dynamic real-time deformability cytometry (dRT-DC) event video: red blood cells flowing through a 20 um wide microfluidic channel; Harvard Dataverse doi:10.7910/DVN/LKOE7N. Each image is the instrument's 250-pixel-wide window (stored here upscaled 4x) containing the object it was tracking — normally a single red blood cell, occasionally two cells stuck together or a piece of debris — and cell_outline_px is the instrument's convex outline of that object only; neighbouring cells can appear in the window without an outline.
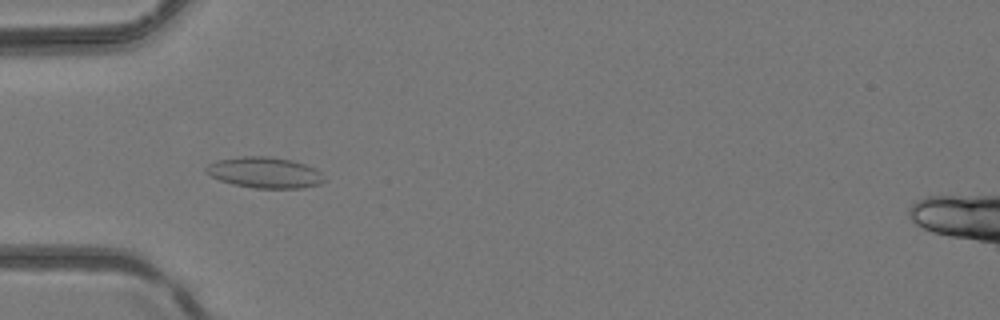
{"species": "common noctule bat (a hibernating species)", "species_latin": "Nyctalus noctula", "temperature_condition": "room temperature", "stored_images_in_passage": 5, "camera_frame_rate_fps": 3000, "um_per_image_px": 0.085, "animal": {"sex": "female", "body_mass_g": 24.6, "forearm_length_mm": 56.2}, "frame": {"image": 1, "passage_image": 4, "time_ms": 1.0, "image_size_px": [1000, 320], "cell_outline_px": [[324, 180], [320, 184], [300, 188], [252, 188], [232, 184], [220, 180], [204, 172], [204, 168], [208, 164], [216, 160], [244, 156], [268, 156], [292, 160], [316, 168], [324, 176]], "centroid_in_image_um": [22.48, 14.66], "position_along_channel_um": 62.5, "area_um2": 21.39}}
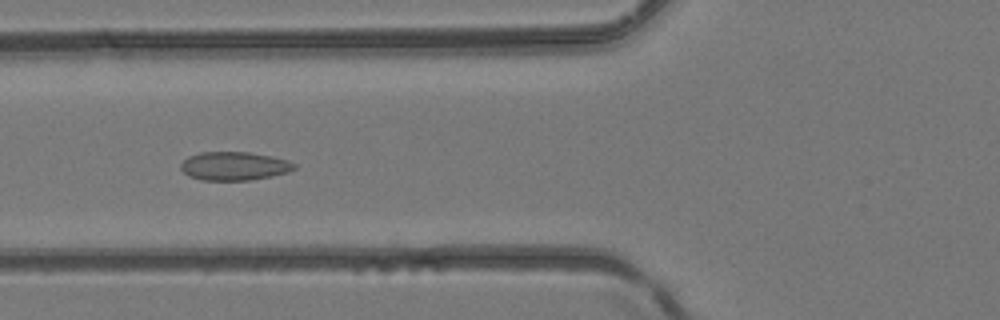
{"frame": {"image": 2, "passage_image": 5, "time_ms": 1.333, "image_size_px": [1000, 320], "cell_outline_px": [[296, 168], [288, 172], [272, 176], [252, 180], [200, 180], [188, 176], [180, 168], [180, 164], [188, 156], [200, 152], [248, 152], [272, 156], [288, 160], [296, 164]], "centroid_in_image_um": [19.91, 14.11], "position_along_channel_um": 105.9, "area_um2": 19.02}}